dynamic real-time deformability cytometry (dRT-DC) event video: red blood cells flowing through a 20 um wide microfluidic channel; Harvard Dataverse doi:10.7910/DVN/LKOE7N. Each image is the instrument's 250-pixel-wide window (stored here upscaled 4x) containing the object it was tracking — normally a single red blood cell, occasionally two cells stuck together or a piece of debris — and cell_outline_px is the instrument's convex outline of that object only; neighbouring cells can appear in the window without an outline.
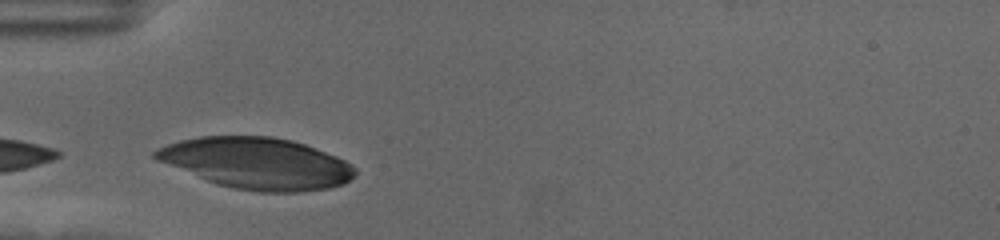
{"species": "human", "species_latin": "Homo sapiens", "temperature_condition": "cold", "stored_images_in_passage": 26, "camera_frame_rate_fps": 3000, "um_per_image_px": 0.085, "donor": {"sex": "female"}, "frame": {"image": 1, "passage_image": 1, "time_ms": 0.0, "image_size_px": [1000, 240], "cell_outline_px": [[356, 176], [344, 184], [328, 188], [300, 192], [260, 192], [236, 188], [220, 184], [208, 180], [156, 160], [152, 156], [152, 152], [156, 148], [180, 140], [200, 136], [272, 136], [292, 140], [304, 144], [336, 156], [352, 164], [356, 168]], "centroid_in_image_um": [21.86, 13.87], "position_along_channel_um": 63.1, "area_um2": 59.48}}